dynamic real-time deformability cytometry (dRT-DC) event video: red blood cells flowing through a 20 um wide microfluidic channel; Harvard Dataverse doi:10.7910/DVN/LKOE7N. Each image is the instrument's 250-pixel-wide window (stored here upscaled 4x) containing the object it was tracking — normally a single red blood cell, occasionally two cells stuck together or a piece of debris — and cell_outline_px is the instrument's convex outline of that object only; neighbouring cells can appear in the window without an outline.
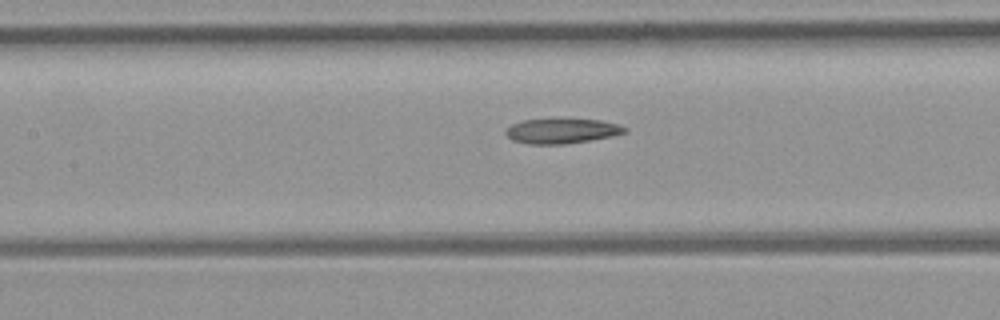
{"species": "common noctule bat (a hibernating species)", "species_latin": "Nyctalus noctula", "temperature_condition": "room temperature", "stored_images_in_passage": 5, "camera_frame_rate_fps": 3000, "um_per_image_px": 0.085, "animal": {"sex": "female", "body_mass_g": 21.9}, "frame": {"image": 1, "passage_image": 5, "time_ms": 5.333, "image_size_px": [1000, 320], "cell_outline_px": [[628, 132], [612, 136], [564, 144], [528, 144], [512, 140], [504, 132], [512, 124], [524, 120], [560, 116], [564, 116], [600, 120], [620, 124], [628, 128]], "centroid_in_image_um": [47.79, 11.08], "position_along_channel_um": 159.6, "area_um2": 18.15}}